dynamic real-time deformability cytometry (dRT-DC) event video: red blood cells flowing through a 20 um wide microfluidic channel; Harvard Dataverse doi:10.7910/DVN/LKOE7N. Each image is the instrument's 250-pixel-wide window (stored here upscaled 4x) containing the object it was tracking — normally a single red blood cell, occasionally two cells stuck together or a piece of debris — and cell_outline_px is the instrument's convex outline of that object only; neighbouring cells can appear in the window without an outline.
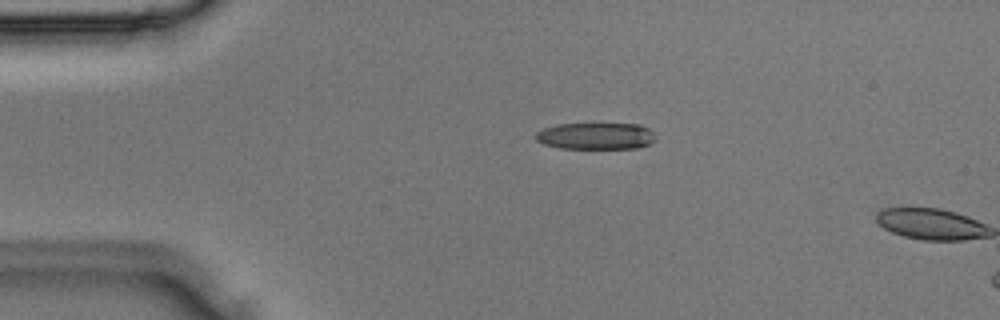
{"species": "Egyptian fruit bat (a non-hibernating species)", "species_latin": "Rousettus aegyptiacus", "temperature_condition": "room temperature", "stored_images_in_passage": 2, "camera_frame_rate_fps": 3000, "um_per_image_px": 0.085, "animal": {"sex": "male"}, "frame": {"image": 1, "passage_image": 1, "time_ms": 0.0, "image_size_px": [1000, 320], "cell_outline_px": [[656, 140], [640, 148], [560, 148], [544, 144], [536, 140], [536, 132], [544, 128], [556, 124], [640, 124], [648, 128], [652, 132]], "centroid_in_image_um": [50.65, 11.56], "position_along_channel_um": 34.4, "area_um2": 18.61}}